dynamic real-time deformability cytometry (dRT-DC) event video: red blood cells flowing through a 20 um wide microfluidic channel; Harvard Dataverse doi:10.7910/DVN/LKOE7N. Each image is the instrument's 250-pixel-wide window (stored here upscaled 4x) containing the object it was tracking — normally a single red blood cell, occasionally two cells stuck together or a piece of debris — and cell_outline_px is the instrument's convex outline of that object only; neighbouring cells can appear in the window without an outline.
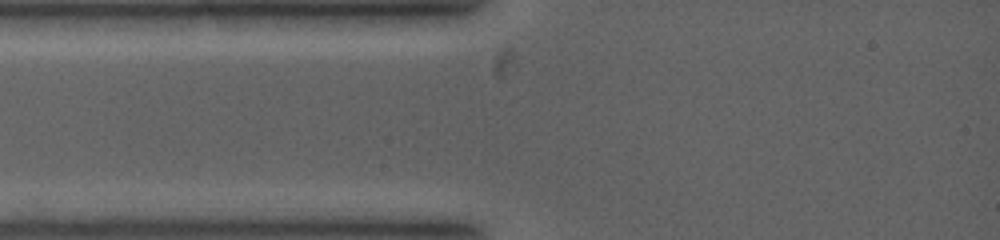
{"species": "common noctule bat (a hibernating species)", "species_latin": "Nyctalus noctula", "temperature_condition": "warm", "stored_images_in_passage": 2, "camera_frame_rate_fps": 5000, "um_per_image_px": 0.085, "animal": {"sex": "female", "body_mass_g": 19.0, "forearm_length_mm": 53.3}, "frame": {"image": 1, "passage_image": 2, "time_ms": 0.2, "image_size_px": [1000, 240], "cell_outline_px": [[548, 12], [516, 72], [512, 76], [504, 80], [496, 80], [492, 76], [480, 56], [480, 52], [532, 20]], "centroid_in_image_um": [43.41, 4.27], "position_along_channel_um": 41.6, "area_um2": 13.58}}